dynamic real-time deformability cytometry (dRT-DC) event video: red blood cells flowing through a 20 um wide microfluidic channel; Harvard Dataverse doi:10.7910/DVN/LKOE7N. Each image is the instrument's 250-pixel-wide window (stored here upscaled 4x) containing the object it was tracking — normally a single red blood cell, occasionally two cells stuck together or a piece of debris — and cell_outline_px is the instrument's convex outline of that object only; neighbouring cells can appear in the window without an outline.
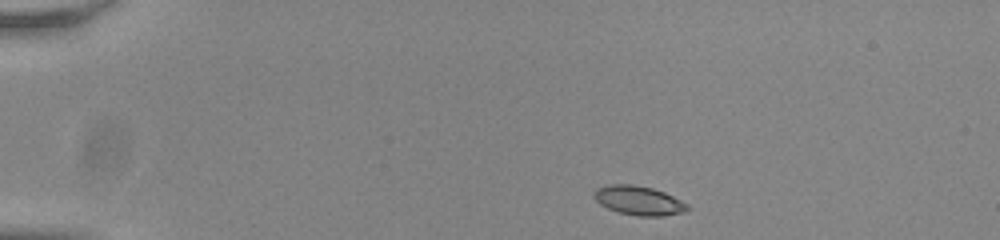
{"species": "common noctule bat (a hibernating species)", "species_latin": "Nyctalus noctula", "temperature_condition": "room temperature", "stored_images_in_passage": 45, "camera_frame_rate_fps": 3000, "um_per_image_px": 0.085, "animal": {"sex": "male", "body_mass_g": 20.0, "forearm_length_mm": 53.3}, "frame": {"image": 1, "passage_image": 1, "time_ms": 0.0, "image_size_px": [1000, 240], "cell_outline_px": [[688, 208], [684, 212], [664, 216], [636, 216], [620, 212], [608, 208], [600, 204], [592, 196], [596, 188], [608, 184], [632, 184], [652, 188], [664, 192], [688, 204]], "centroid_in_image_um": [54.27, 17.04], "position_along_channel_um": 30.7, "area_um2": 15.84}}
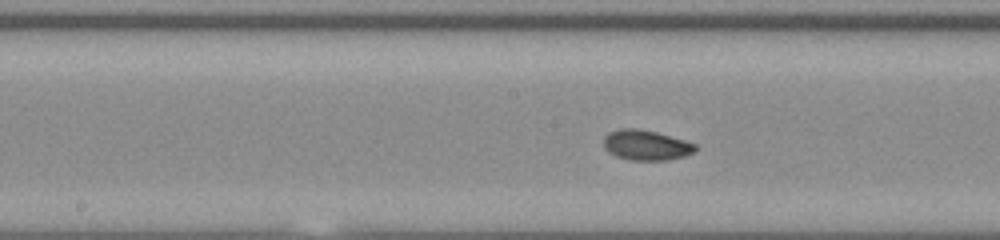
{"frame": {"image": 2, "passage_image": 20, "time_ms": 6.333, "image_size_px": [1000, 240], "cell_outline_px": [[696, 148], [692, 152], [684, 156], [668, 160], [628, 160], [616, 156], [608, 152], [604, 148], [604, 136], [608, 132], [620, 128], [636, 128], [656, 132], [684, 140], [696, 144]], "centroid_in_image_um": [54.87, 12.33], "position_along_channel_um": 193.3, "area_um2": 16.13}}
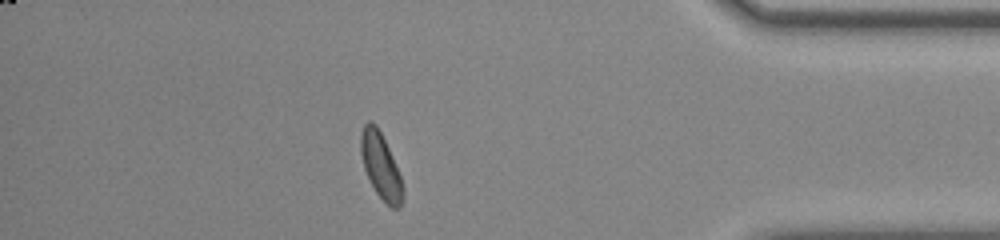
{"frame": {"image": 3, "passage_image": 39, "time_ms": 12.667, "image_size_px": [1000, 240], "cell_outline_px": [[404, 200], [400, 208], [392, 208], [376, 192], [364, 168], [360, 152], [360, 136], [364, 124], [368, 120], [372, 120], [376, 124], [388, 148], [400, 176], [404, 188]], "centroid_in_image_um": [32.37, 14.1], "position_along_channel_um": 402.8, "area_um2": 15.9}, "authors_computed_cell_mechanics": {"area_um2": 15.8372, "velocity_mm_per_s": 3.7999, "shape_relaxation_time_tau1_ms": 5.3136, "shape_relaxation_time_tau2_ms": 1.3129, "deformation_change_tau1": 0.1103, "deformation_change_tau2": 0.0503}}